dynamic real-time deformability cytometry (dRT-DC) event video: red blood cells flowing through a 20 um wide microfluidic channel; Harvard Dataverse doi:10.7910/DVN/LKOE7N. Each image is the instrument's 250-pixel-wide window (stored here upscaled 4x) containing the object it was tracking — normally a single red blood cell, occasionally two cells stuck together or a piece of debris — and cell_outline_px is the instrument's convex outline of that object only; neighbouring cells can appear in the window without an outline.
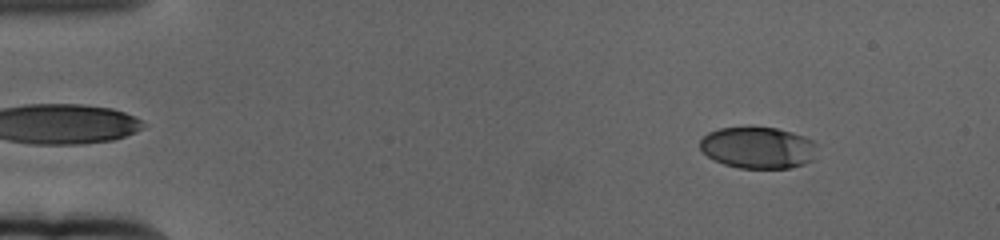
{"species": "human", "species_latin": "Homo sapiens", "temperature_condition": "cold", "stored_images_in_passage": 62, "camera_frame_rate_fps": 3000, "um_per_image_px": 0.085, "donor": {"sex": "female"}, "frame": {"image": 1, "passage_image": 8, "time_ms": 2.333, "image_size_px": [1000, 240], "cell_outline_px": [[816, 144], [812, 160], [804, 164], [792, 168], [740, 168], [724, 164], [708, 156], [700, 148], [700, 140], [708, 132], [720, 128], [776, 128], [792, 132], [804, 136], [812, 140]], "centroid_in_image_um": [64.43, 12.56], "position_along_channel_um": 20.6, "area_um2": 28.09}}
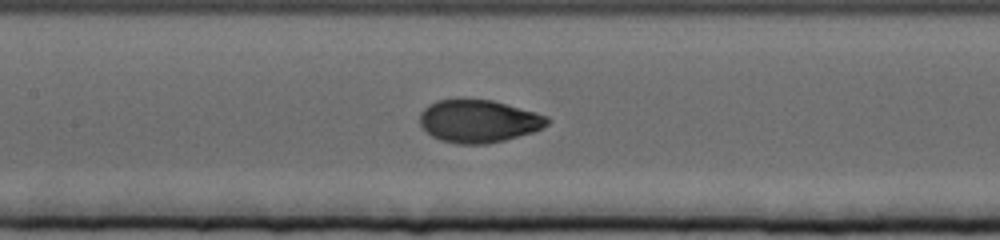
{"frame": {"image": 2, "passage_image": 30, "time_ms": 9.667, "image_size_px": [1000, 240], "cell_outline_px": [[552, 120], [548, 124], [532, 132], [504, 140], [488, 144], [456, 144], [440, 140], [432, 136], [420, 124], [420, 112], [428, 104], [436, 100], [460, 96], [492, 100], [536, 112], [548, 116]], "centroid_in_image_um": [40.65, 10.25], "position_along_channel_um": 166.8, "area_um2": 32.43}}
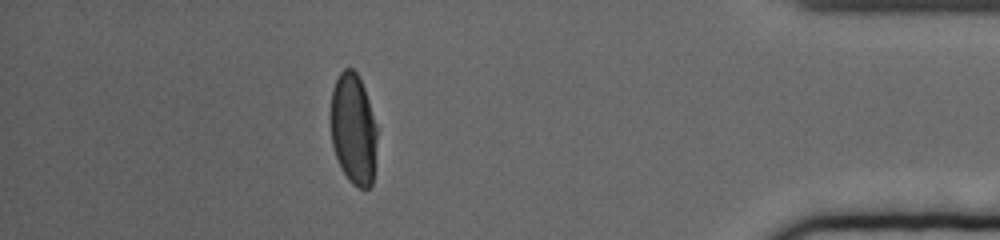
{"frame": {"image": 3, "passage_image": 55, "time_ms": 18.0, "image_size_px": [1000, 240], "cell_outline_px": [[376, 140], [372, 184], [368, 188], [360, 188], [352, 184], [348, 180], [336, 156], [332, 144], [332, 88], [340, 72], [344, 68], [352, 68], [356, 72], [364, 88], [376, 124]], "centroid_in_image_um": [30.04, 10.96], "position_along_channel_um": 405.2, "area_um2": 29.42}, "authors_computed_cell_mechanics": {"area_um2": 31.5877, "velocity_mm_per_s": 3.347, "shape_relaxation_time_tau1_ms": 3.7271, "shape_relaxation_time_tau2_ms": null, "deformation_change_tau1": 0.176, "deformation_change_tau2": null}}